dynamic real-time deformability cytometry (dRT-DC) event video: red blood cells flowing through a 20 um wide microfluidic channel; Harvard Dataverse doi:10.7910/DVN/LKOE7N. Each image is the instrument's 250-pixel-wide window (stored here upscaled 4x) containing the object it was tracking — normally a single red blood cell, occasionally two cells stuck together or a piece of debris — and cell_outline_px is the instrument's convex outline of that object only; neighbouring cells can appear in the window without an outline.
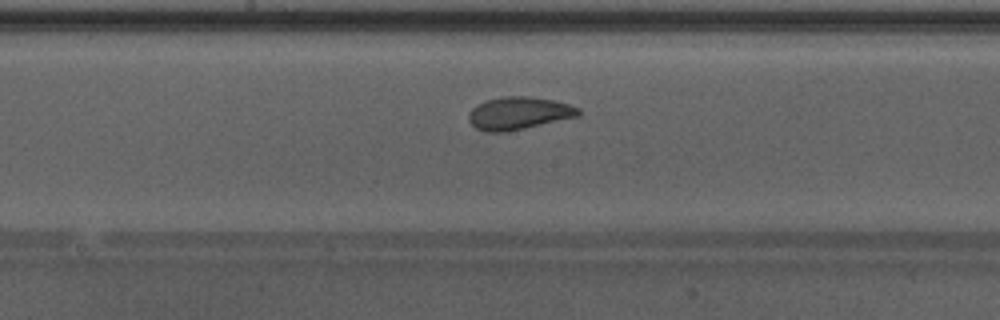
{"species": "Egyptian fruit bat (a non-hibernating species)", "species_latin": "Rousettus aegyptiacus", "temperature_condition": "warm", "stored_images_in_passage": 33, "camera_frame_rate_fps": 3000, "um_per_image_px": 0.085, "animal": {"sex": "male"}, "frame": {"image": 1, "passage_image": 10, "time_ms": 3.0, "image_size_px": [1000, 320], "cell_outline_px": [[580, 116], [524, 128], [504, 132], [484, 132], [476, 128], [468, 120], [468, 112], [476, 104], [484, 100], [504, 96], [528, 96], [556, 100], [580, 108]], "centroid_in_image_um": [44.07, 9.61], "position_along_channel_um": 204.1, "area_um2": 21.1}}